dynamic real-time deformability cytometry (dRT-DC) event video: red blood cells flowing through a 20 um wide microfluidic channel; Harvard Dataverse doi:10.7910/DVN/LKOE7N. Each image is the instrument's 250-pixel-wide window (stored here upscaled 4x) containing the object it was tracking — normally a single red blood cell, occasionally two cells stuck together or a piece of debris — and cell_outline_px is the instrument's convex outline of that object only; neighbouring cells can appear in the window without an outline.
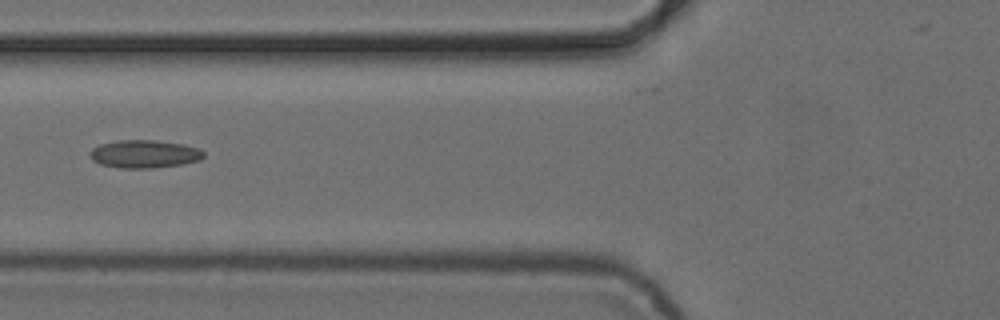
{"species": "common noctule bat (a hibernating species)", "species_latin": "Nyctalus noctula", "temperature_condition": "cold", "stored_images_in_passage": 7, "camera_frame_rate_fps": 3000, "um_per_image_px": 0.085, "animal": {"sex": "female", "body_mass_g": 24.6, "forearm_length_mm": 56.2}, "frame": {"image": 1, "passage_image": 6, "time_ms": 6.667, "image_size_px": [1000, 320], "cell_outline_px": [[204, 156], [200, 160], [184, 164], [152, 168], [120, 168], [100, 164], [92, 160], [92, 148], [100, 144], [120, 140], [156, 140], [184, 144], [200, 148], [204, 152]], "centroid_in_image_um": [12.32, 13.09], "position_along_channel_um": 113.5, "area_um2": 18.55}}
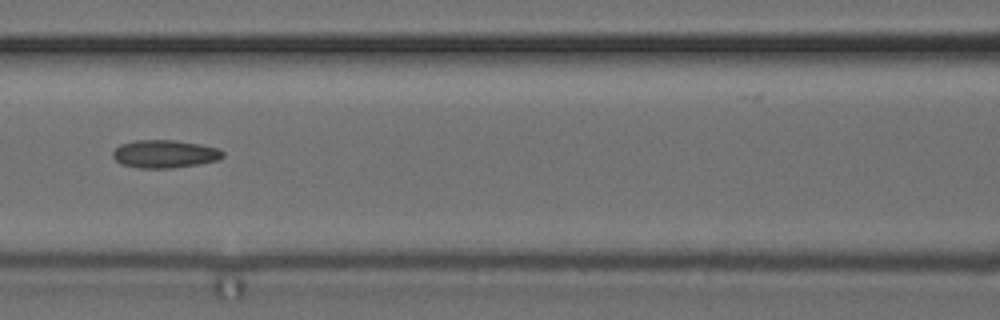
{"frame": {"image": 2, "passage_image": 7, "time_ms": 7.667, "image_size_px": [1000, 320], "cell_outline_px": [[224, 156], [216, 160], [200, 164], [172, 168], [136, 168], [120, 164], [112, 156], [112, 152], [120, 144], [136, 140], [176, 140], [200, 144], [216, 148], [224, 152]], "centroid_in_image_um": [13.97, 13.09], "position_along_channel_um": 152.6, "area_um2": 17.98}}